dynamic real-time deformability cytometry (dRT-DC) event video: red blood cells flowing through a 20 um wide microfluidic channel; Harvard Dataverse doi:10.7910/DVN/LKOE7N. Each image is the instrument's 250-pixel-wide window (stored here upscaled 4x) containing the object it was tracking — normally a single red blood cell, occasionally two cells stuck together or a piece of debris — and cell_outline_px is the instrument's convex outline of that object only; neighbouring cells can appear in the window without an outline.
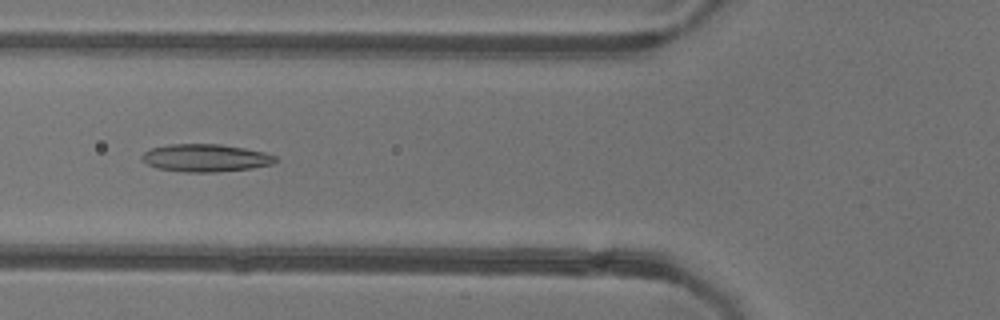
{"species": "common noctule bat (a hibernating species)", "species_latin": "Nyctalus noctula", "temperature_condition": "warm", "stored_images_in_passage": 14, "camera_frame_rate_fps": 3000, "um_per_image_px": 0.085, "animal": {"sex": "female"}, "frame": {"image": 1, "passage_image": 4, "time_ms": 1.0, "image_size_px": [1000, 320], "cell_outline_px": [[276, 160], [272, 164], [252, 168], [216, 172], [184, 172], [156, 168], [140, 160], [140, 156], [144, 152], [152, 148], [168, 144], [220, 144], [244, 148], [264, 152], [276, 156]], "centroid_in_image_um": [17.43, 13.42], "position_along_channel_um": 108.4, "area_um2": 21.56}}
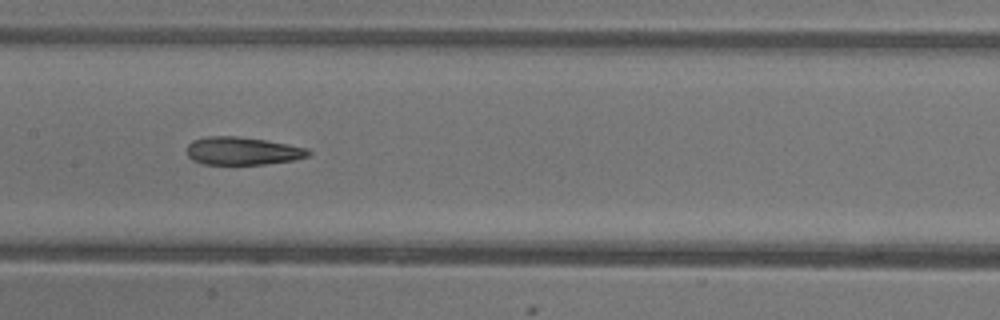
{"frame": {"image": 2, "passage_image": 10, "time_ms": 3.0, "image_size_px": [1000, 320], "cell_outline_px": [[312, 152], [308, 156], [292, 160], [264, 164], [204, 164], [192, 160], [188, 156], [188, 144], [192, 140], [204, 136], [236, 136], [268, 140], [308, 148]], "centroid_in_image_um": [20.61, 12.82], "position_along_channel_um": 186.8, "area_um2": 19.83}}
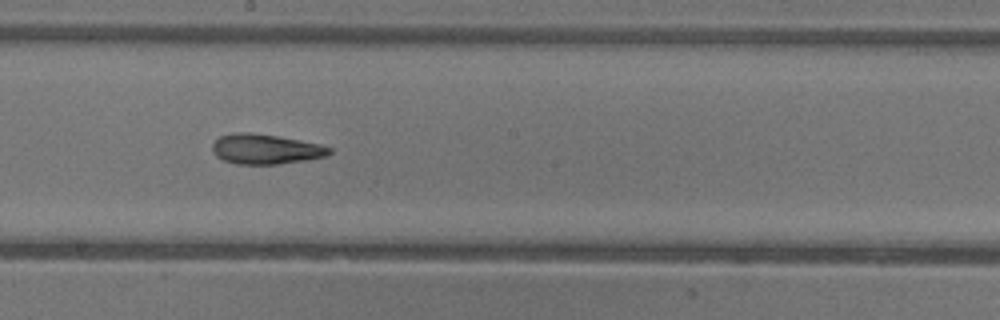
{"frame": {"image": 3, "passage_image": 13, "time_ms": 4.0, "image_size_px": [1000, 320], "cell_outline_px": [[332, 152], [324, 156], [304, 160], [276, 164], [236, 164], [224, 160], [216, 156], [212, 152], [212, 144], [220, 136], [232, 132], [248, 132], [276, 136], [300, 140], [320, 144], [332, 148]], "centroid_in_image_um": [22.54, 12.66], "position_along_channel_um": 225.7, "area_um2": 20.35}}